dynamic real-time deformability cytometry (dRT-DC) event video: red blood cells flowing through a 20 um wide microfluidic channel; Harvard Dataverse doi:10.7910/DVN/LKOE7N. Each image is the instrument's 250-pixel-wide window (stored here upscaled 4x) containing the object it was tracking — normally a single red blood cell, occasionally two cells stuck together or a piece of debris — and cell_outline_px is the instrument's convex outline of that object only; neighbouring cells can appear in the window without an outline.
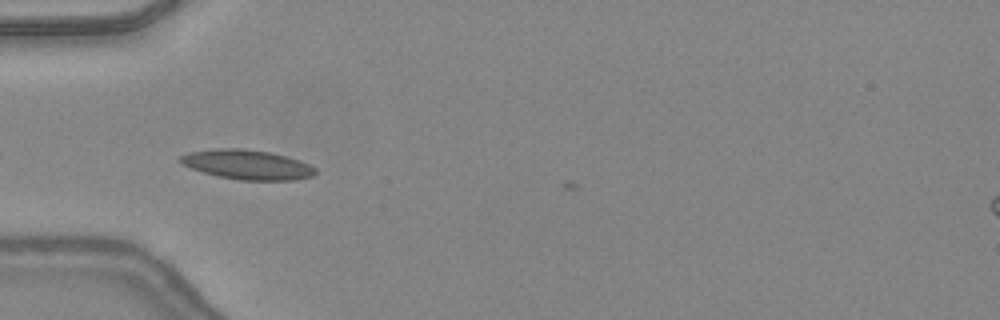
{"species": "common noctule bat (a hibernating species)", "species_latin": "Nyctalus noctula", "temperature_condition": "warm", "stored_images_in_passage": 4, "camera_frame_rate_fps": 3000, "um_per_image_px": 0.085, "animal": {"sex": "female", "body_mass_g": 24.6, "forearm_length_mm": 56.2}, "frame": {"image": 1, "passage_image": 2, "time_ms": 0.333, "image_size_px": [1000, 320], "cell_outline_px": [[316, 172], [312, 176], [292, 180], [240, 180], [216, 176], [180, 164], [176, 160], [180, 156], [188, 152], [216, 148], [244, 148], [268, 152], [284, 156], [308, 164], [316, 168]], "centroid_in_image_um": [20.94, 13.99], "position_along_channel_um": 64.1, "area_um2": 23.24}}